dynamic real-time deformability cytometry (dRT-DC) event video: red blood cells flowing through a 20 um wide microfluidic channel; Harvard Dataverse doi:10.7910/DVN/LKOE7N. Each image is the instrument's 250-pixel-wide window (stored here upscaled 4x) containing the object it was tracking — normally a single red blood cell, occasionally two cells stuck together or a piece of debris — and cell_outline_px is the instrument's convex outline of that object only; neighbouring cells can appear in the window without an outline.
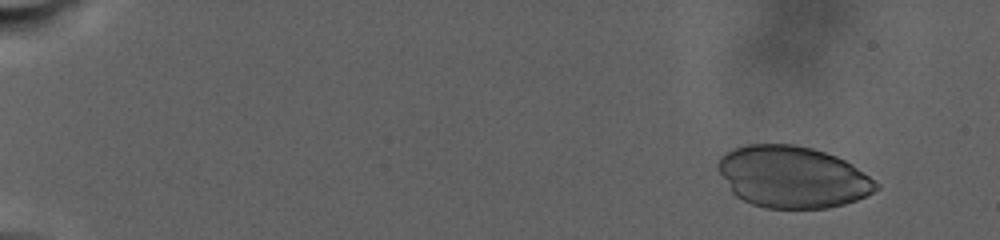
{"species": "human", "species_latin": "Homo sapiens", "temperature_condition": "warm", "stored_images_in_passage": 52, "camera_frame_rate_fps": 3000, "um_per_image_px": 0.085, "donor": {"sex": "male"}, "frame": {"image": 1, "passage_image": 5, "time_ms": 2.333, "image_size_px": [1000, 240], "cell_outline_px": [[880, 188], [856, 200], [844, 204], [828, 208], [764, 208], [752, 204], [736, 196], [732, 192], [716, 168], [716, 164], [720, 156], [724, 152], [748, 144], [792, 144], [812, 148], [836, 156], [852, 164], [880, 184]], "centroid_in_image_um": [67.34, 15.04], "position_along_channel_um": 17.7, "area_um2": 56.88}}
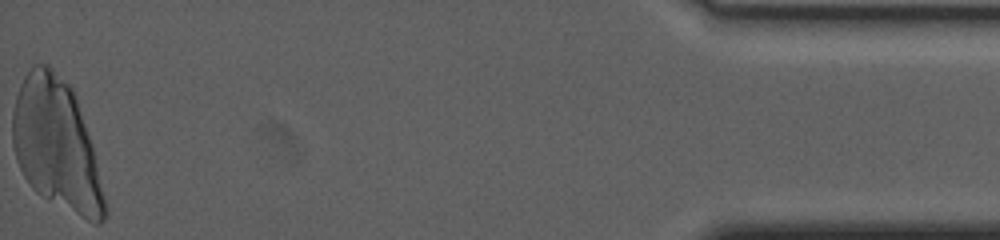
{"frame": {"image": 2, "passage_image": 52, "time_ms": 29.333, "image_size_px": [1000, 240], "cell_outline_px": [[108, 216], [100, 224], [92, 224], [36, 192], [32, 188], [24, 176], [16, 160], [12, 144], [12, 112], [16, 96], [20, 84], [24, 76], [32, 64], [48, 64], [72, 88], [76, 96], [92, 144], [108, 208]], "centroid_in_image_um": [4.81, 12.32], "position_along_channel_um": 430.4, "area_um2": 70.52}}